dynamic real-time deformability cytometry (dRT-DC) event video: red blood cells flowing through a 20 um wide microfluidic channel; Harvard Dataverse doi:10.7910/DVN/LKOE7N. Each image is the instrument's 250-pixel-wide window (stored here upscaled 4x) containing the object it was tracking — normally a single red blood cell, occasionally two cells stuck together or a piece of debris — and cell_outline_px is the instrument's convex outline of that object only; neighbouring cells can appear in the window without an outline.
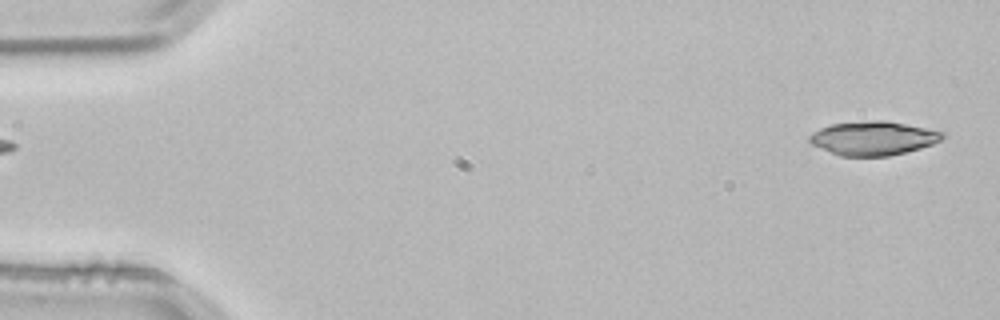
{"species": "common noctule bat (a hibernating species)", "species_latin": "Nyctalus noctula", "temperature_condition": "room temperature", "stored_images_in_passage": 3, "segment_of_instrument_passage": [2, 2], "camera_frame_rate_fps": 3000, "um_per_image_px": 0.085, "animal": {"sex": "male", "body_mass_g": 21.5, "forearm_length_mm": 52.0}, "frame": {"image": 1, "passage_image": 3, "time_ms": 0.667, "image_size_px": [1000, 320], "cell_outline_px": [[944, 136], [940, 140], [932, 144], [920, 148], [888, 156], [840, 156], [812, 144], [808, 140], [808, 136], [812, 132], [820, 128], [832, 124], [872, 120], [888, 120], [944, 132]], "centroid_in_image_um": [74.2, 11.74], "position_along_channel_um": 10.8, "area_um2": 26.13}}